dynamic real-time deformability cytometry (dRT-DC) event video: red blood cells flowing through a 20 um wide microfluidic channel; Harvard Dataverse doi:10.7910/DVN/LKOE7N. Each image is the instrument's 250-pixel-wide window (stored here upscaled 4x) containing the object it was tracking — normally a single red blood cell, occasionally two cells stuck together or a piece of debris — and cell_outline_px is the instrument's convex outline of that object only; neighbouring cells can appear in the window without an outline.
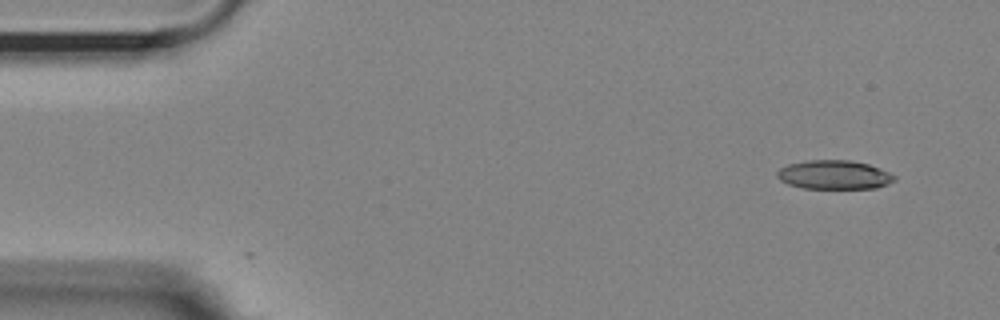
{"species": "Egyptian fruit bat (a non-hibernating species)", "species_latin": "Rousettus aegyptiacus", "temperature_condition": "room temperature", "stored_images_in_passage": 51, "camera_frame_rate_fps": 3000, "um_per_image_px": 0.085, "animal": {"sex": "female"}, "frame": {"image": 1, "passage_image": 1, "time_ms": 0.0, "image_size_px": [1000, 320], "cell_outline_px": [[896, 180], [888, 184], [876, 188], [804, 188], [788, 184], [780, 180], [776, 176], [776, 172], [780, 168], [788, 164], [808, 160], [848, 160], [868, 164], [880, 168], [896, 176]], "centroid_in_image_um": [70.9, 14.85], "position_along_channel_um": 14.1, "area_um2": 19.77}}
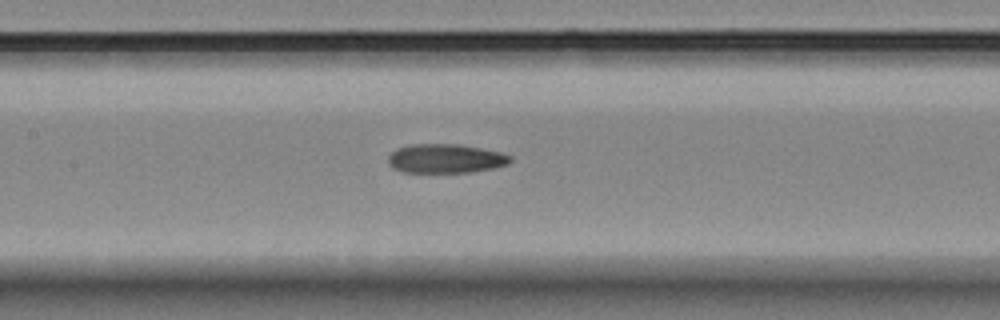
{"frame": {"image": 2, "passage_image": 22, "time_ms": 7.0, "image_size_px": [1000, 320], "cell_outline_px": [[512, 160], [508, 164], [492, 168], [468, 172], [400, 172], [392, 168], [388, 164], [388, 156], [396, 148], [412, 144], [460, 144], [500, 152], [512, 156]], "centroid_in_image_um": [37.84, 13.47], "position_along_channel_um": 169.6, "area_um2": 20.75}}
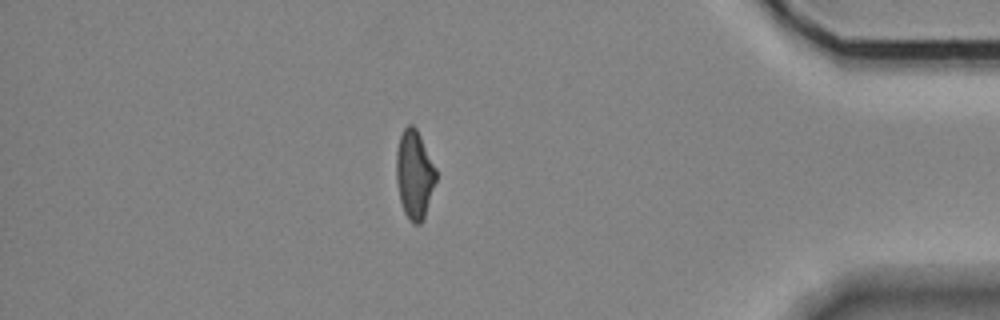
{"frame": {"image": 3, "passage_image": 44, "time_ms": 14.333, "image_size_px": [1000, 320], "cell_outline_px": [[436, 180], [424, 220], [420, 224], [412, 224], [408, 220], [404, 212], [400, 200], [396, 180], [396, 152], [400, 136], [404, 128], [408, 124], [412, 124], [416, 128], [436, 168]], "centroid_in_image_um": [35.22, 14.87], "position_along_channel_um": 400.0, "area_um2": 20.58}, "authors_computed_cell_mechanics": {"area_um2": 20.9236, "velocity_mm_per_s": 3.6624, "shape_relaxation_time_tau1_ms": null, "shape_relaxation_time_tau2_ms": 3.4171, "deformation_change_tau1": null, "deformation_change_tau2": 0.12}}